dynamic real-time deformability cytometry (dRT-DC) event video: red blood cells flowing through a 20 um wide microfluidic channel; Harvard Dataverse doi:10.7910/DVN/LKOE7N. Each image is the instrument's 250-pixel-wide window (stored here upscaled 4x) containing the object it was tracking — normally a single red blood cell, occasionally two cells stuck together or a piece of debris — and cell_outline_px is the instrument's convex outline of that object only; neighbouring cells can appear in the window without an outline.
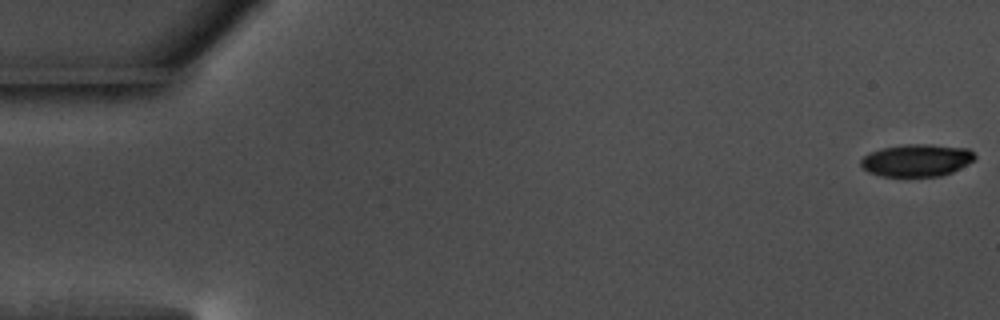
{"species": "common noctule bat (a hibernating species)", "species_latin": "Nyctalus noctula", "temperature_condition": "warm", "stored_images_in_passage": 56, "camera_frame_rate_fps": 3000, "um_per_image_px": 0.085, "animal": {"sex": "male", "body_mass_g": 17.5, "forearm_length_mm": 52.3}, "frame": {"image": 1, "passage_image": 1, "time_ms": 0.0, "image_size_px": [1000, 320], "cell_outline_px": [[976, 156], [972, 160], [952, 172], [940, 176], [880, 176], [868, 172], [860, 164], [860, 160], [864, 156], [872, 152], [884, 148], [904, 144], [928, 144], [968, 148]], "centroid_in_image_um": [77.9, 13.62], "position_along_channel_um": 7.1, "area_um2": 21.21}}
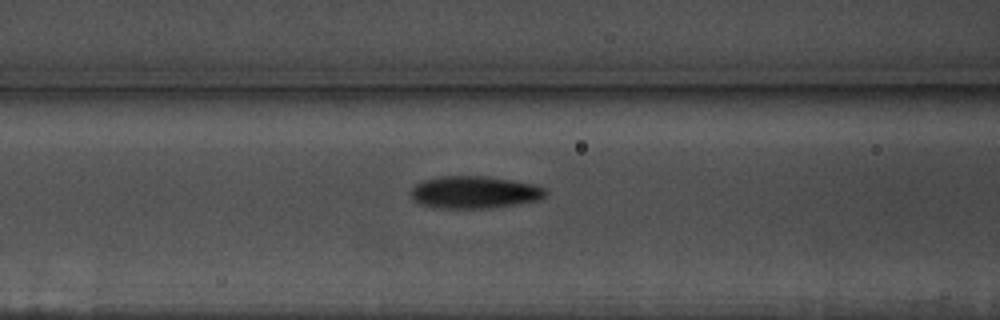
{"frame": {"image": 2, "passage_image": 23, "time_ms": 7.333, "image_size_px": [1000, 320], "cell_outline_px": [[548, 192], [540, 200], [520, 204], [488, 208], [440, 208], [420, 204], [412, 196], [412, 188], [416, 184], [424, 180], [440, 176], [488, 176], [512, 180], [532, 184], [544, 188]], "centroid_in_image_um": [40.37, 16.34], "position_along_channel_um": 126.2, "area_um2": 25.32}}
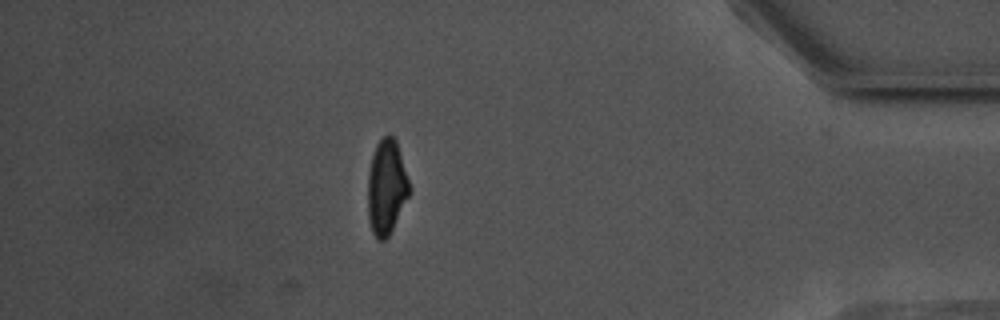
{"frame": {"image": 3, "passage_image": 49, "time_ms": 16.0, "image_size_px": [1000, 320], "cell_outline_px": [[412, 192], [388, 236], [384, 240], [376, 240], [372, 232], [368, 220], [368, 172], [372, 156], [376, 144], [384, 136], [392, 136], [396, 140], [412, 188]], "centroid_in_image_um": [32.87, 15.93], "position_along_channel_um": 402.3, "area_um2": 23.24}, "authors_computed_cell_mechanics": {"area_um2": 23.6113, "velocity_mm_per_s": 3.6832, "shape_relaxation_time_tau1_ms": 3.7243, "shape_relaxation_time_tau2_ms": 5.9411, "deformation_change_tau1": 0.1367, "deformation_change_tau2": 0.1336}}